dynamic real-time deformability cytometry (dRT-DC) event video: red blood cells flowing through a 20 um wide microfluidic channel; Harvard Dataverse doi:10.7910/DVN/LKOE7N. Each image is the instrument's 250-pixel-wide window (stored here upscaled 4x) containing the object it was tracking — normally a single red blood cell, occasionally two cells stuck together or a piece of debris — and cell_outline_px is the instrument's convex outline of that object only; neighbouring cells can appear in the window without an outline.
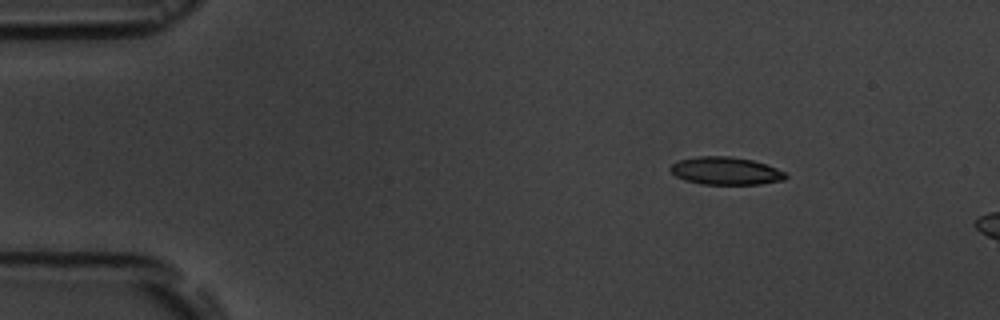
{"species": "common noctule bat (a hibernating species)", "species_latin": "Nyctalus noctula", "temperature_condition": "room temperature", "stored_images_in_passage": 4, "camera_frame_rate_fps": 3000, "um_per_image_px": 0.085, "animal": {"sex": "male", "body_mass_g": 19.5, "forearm_length_mm": 54.6}, "frame": {"image": 1, "passage_image": 2, "time_ms": 1.0, "image_size_px": [1000, 320], "cell_outline_px": [[788, 176], [784, 180], [760, 184], [704, 184], [684, 180], [676, 176], [668, 168], [672, 164], [680, 160], [696, 156], [728, 156], [752, 160], [776, 168], [784, 172]], "centroid_in_image_um": [61.67, 14.52], "position_along_channel_um": 23.3, "area_um2": 18.5}}